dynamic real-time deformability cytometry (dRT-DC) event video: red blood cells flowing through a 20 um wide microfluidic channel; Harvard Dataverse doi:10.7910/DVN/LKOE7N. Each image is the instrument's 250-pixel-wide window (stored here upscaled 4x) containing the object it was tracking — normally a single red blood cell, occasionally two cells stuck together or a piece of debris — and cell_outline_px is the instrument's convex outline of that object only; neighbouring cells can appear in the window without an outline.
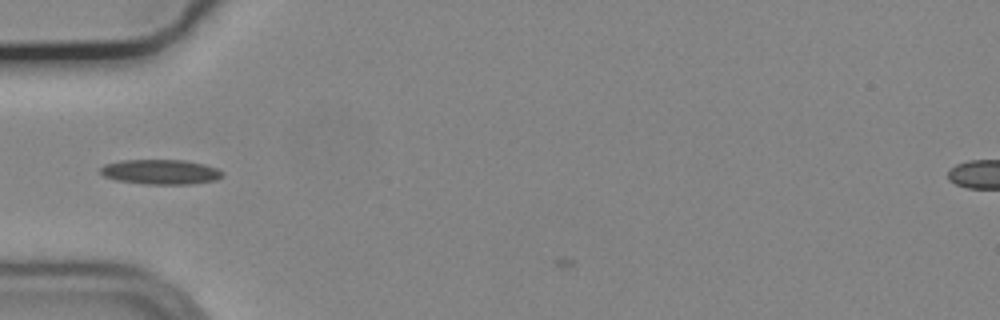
{"species": "common noctule bat (a hibernating species)", "species_latin": "Nyctalus noctula", "temperature_condition": "cold", "stored_images_in_passage": 7, "camera_frame_rate_fps": 3000, "um_per_image_px": 0.085, "animal": {"sex": "male", "body_mass_g": 19.2, "forearm_length_mm": 51.8}, "frame": {"image": 1, "passage_image": 5, "time_ms": 1.333, "image_size_px": [1000, 320], "cell_outline_px": [[224, 176], [212, 180], [188, 184], [148, 184], [116, 180], [104, 176], [100, 172], [100, 168], [104, 164], [120, 160], [184, 160], [204, 164], [216, 168], [224, 172]], "centroid_in_image_um": [13.63, 14.6], "position_along_channel_um": 71.4, "area_um2": 17.57}}